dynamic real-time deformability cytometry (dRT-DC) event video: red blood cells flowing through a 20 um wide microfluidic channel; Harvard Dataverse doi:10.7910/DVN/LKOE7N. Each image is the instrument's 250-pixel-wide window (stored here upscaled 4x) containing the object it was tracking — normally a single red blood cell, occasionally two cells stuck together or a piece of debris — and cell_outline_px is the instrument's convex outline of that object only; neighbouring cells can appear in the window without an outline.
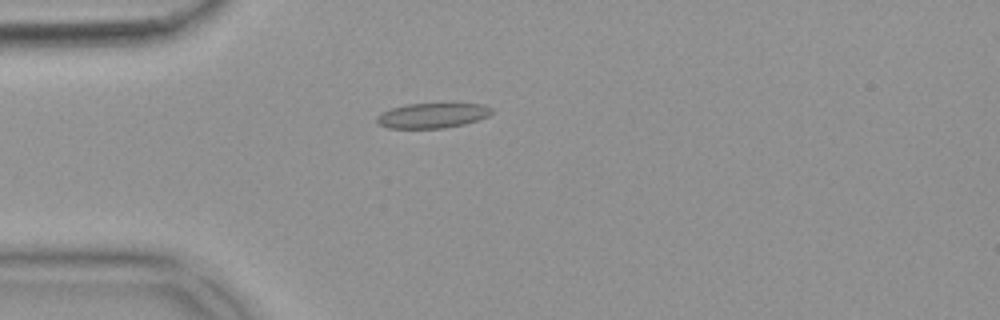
{"species": "common noctule bat (a hibernating species)", "species_latin": "Nyctalus noctula", "temperature_condition": "warm", "stored_images_in_passage": 53, "camera_frame_rate_fps": 3000, "um_per_image_px": 0.085, "animal": {"sex": "female", "body_mass_g": 18.4}, "frame": {"image": 1, "passage_image": 15, "time_ms": 4.667, "image_size_px": [1000, 320], "cell_outline_px": [[492, 112], [488, 116], [464, 124], [444, 128], [388, 128], [376, 124], [376, 116], [380, 112], [404, 104], [484, 104], [492, 108]], "centroid_in_image_um": [36.69, 9.82], "position_along_channel_um": 48.3, "area_um2": 16.76}}
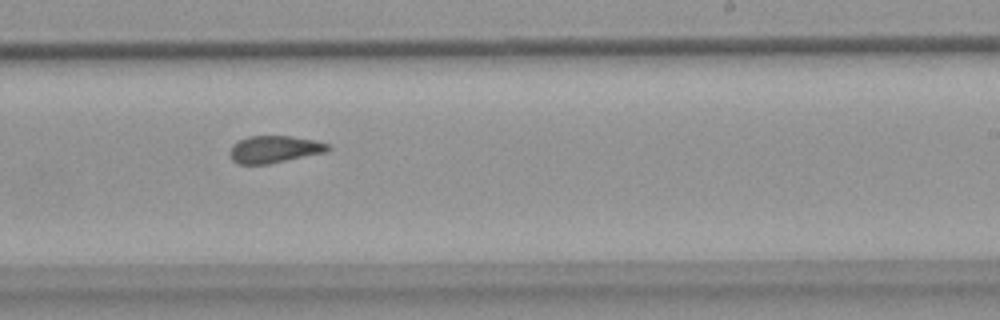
{"frame": {"image": 2, "passage_image": 33, "time_ms": 10.667, "image_size_px": [1000, 320], "cell_outline_px": [[332, 148], [328, 152], [268, 164], [236, 164], [232, 160], [228, 152], [232, 144], [236, 140], [248, 136], [292, 136], [316, 140], [328, 144]], "centroid_in_image_um": [23.3, 12.68], "position_along_channel_um": 265.7, "area_um2": 15.9}}
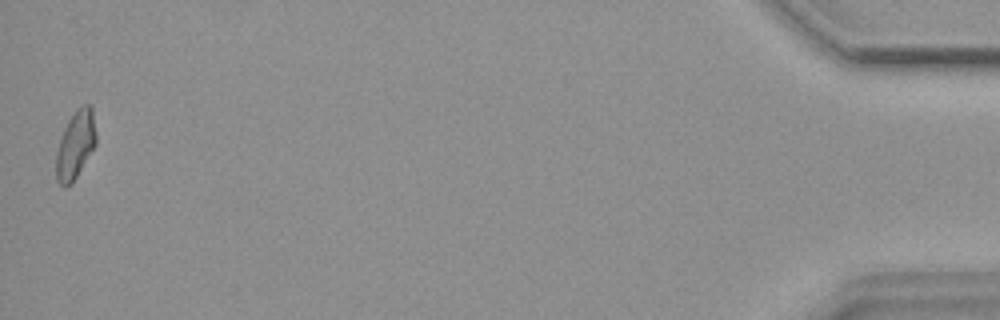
{"frame": {"image": 3, "passage_image": 53, "time_ms": 17.333, "image_size_px": [1000, 320], "cell_outline_px": [[96, 144], [72, 184], [64, 188], [56, 180], [56, 152], [64, 128], [68, 120], [76, 108], [84, 104], [88, 104], [92, 108], [96, 132]], "centroid_in_image_um": [6.41, 12.32], "position_along_channel_um": 428.8, "area_um2": 15.9}, "authors_computed_cell_mechanics": {"area_um2": 16.2418, "velocity_mm_per_s": 3.8494, "shape_relaxation_time_tau1_ms": null, "shape_relaxation_time_tau2_ms": 2.5003, "deformation_change_tau1": null, "deformation_change_tau2": 0.0982}}